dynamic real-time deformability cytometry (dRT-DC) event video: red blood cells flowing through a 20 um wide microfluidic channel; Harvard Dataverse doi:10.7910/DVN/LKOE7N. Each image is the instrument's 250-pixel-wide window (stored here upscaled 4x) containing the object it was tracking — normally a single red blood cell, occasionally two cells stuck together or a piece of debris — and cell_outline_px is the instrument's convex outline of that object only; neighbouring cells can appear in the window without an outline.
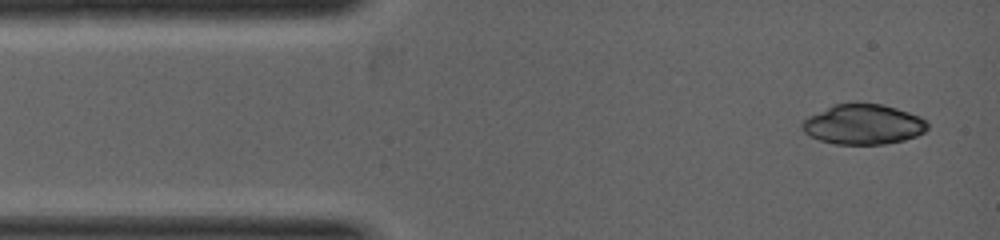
{"species": "common noctule bat (a hibernating species)", "species_latin": "Nyctalus noctula", "temperature_condition": "warm", "stored_images_in_passage": 4, "camera_frame_rate_fps": 5000, "um_per_image_px": 0.085, "animal": {"sex": "female", "body_mass_g": 19.0, "forearm_length_mm": 53.3}, "frame": {"image": 1, "passage_image": 1, "time_ms": 0.0, "image_size_px": [1000, 240], "cell_outline_px": [[928, 128], [924, 132], [916, 136], [904, 140], [884, 144], [836, 144], [820, 140], [804, 132], [800, 128], [800, 124], [808, 116], [836, 104], [856, 100], [884, 104], [920, 116], [928, 120]], "centroid_in_image_um": [73.39, 10.54], "position_along_channel_um": 11.6, "area_um2": 29.82}}
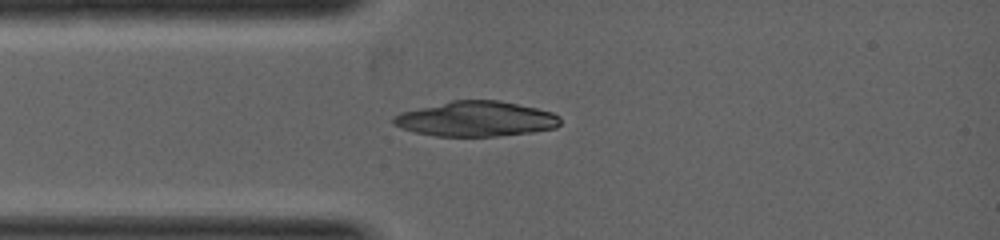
{"frame": {"image": 2, "passage_image": 4, "time_ms": 1.2, "image_size_px": [1000, 240], "cell_outline_px": [[560, 124], [556, 128], [532, 132], [496, 136], [436, 136], [416, 132], [392, 124], [392, 116], [400, 112], [452, 100], [500, 100], [536, 108], [552, 112], [560, 116]], "centroid_in_image_um": [40.47, 10.1], "position_along_channel_um": 44.5, "area_um2": 34.1}}